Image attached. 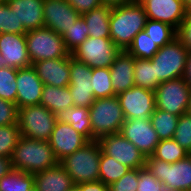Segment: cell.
Returning <instances> with one entry per match:
<instances>
[{"label": "cell", "mask_w": 191, "mask_h": 191, "mask_svg": "<svg viewBox=\"0 0 191 191\" xmlns=\"http://www.w3.org/2000/svg\"><path fill=\"white\" fill-rule=\"evenodd\" d=\"M146 21L147 15L137 1L113 6L109 18L110 39L121 51H127L134 37L144 30Z\"/></svg>", "instance_id": "6da1fadb"}, {"label": "cell", "mask_w": 191, "mask_h": 191, "mask_svg": "<svg viewBox=\"0 0 191 191\" xmlns=\"http://www.w3.org/2000/svg\"><path fill=\"white\" fill-rule=\"evenodd\" d=\"M13 169L36 174L56 166V159L49 141H40L21 135L11 157Z\"/></svg>", "instance_id": "7a4b0ae2"}, {"label": "cell", "mask_w": 191, "mask_h": 191, "mask_svg": "<svg viewBox=\"0 0 191 191\" xmlns=\"http://www.w3.org/2000/svg\"><path fill=\"white\" fill-rule=\"evenodd\" d=\"M101 147L97 140L89 141L82 148L66 156L59 163L75 185L99 181Z\"/></svg>", "instance_id": "3957f363"}, {"label": "cell", "mask_w": 191, "mask_h": 191, "mask_svg": "<svg viewBox=\"0 0 191 191\" xmlns=\"http://www.w3.org/2000/svg\"><path fill=\"white\" fill-rule=\"evenodd\" d=\"M92 141L119 133L125 116L117 96L95 99L89 107Z\"/></svg>", "instance_id": "277c9868"}, {"label": "cell", "mask_w": 191, "mask_h": 191, "mask_svg": "<svg viewBox=\"0 0 191 191\" xmlns=\"http://www.w3.org/2000/svg\"><path fill=\"white\" fill-rule=\"evenodd\" d=\"M188 50L176 37L161 47L151 59L155 71V83L183 77Z\"/></svg>", "instance_id": "5b68a950"}, {"label": "cell", "mask_w": 191, "mask_h": 191, "mask_svg": "<svg viewBox=\"0 0 191 191\" xmlns=\"http://www.w3.org/2000/svg\"><path fill=\"white\" fill-rule=\"evenodd\" d=\"M146 167L169 191L191 190V154L175 163L148 156Z\"/></svg>", "instance_id": "8992f818"}, {"label": "cell", "mask_w": 191, "mask_h": 191, "mask_svg": "<svg viewBox=\"0 0 191 191\" xmlns=\"http://www.w3.org/2000/svg\"><path fill=\"white\" fill-rule=\"evenodd\" d=\"M57 119L58 116L43 105H30L18 109L17 126L20 135L49 141Z\"/></svg>", "instance_id": "52a82bcc"}, {"label": "cell", "mask_w": 191, "mask_h": 191, "mask_svg": "<svg viewBox=\"0 0 191 191\" xmlns=\"http://www.w3.org/2000/svg\"><path fill=\"white\" fill-rule=\"evenodd\" d=\"M25 36L31 64L40 60L64 58L70 54L62 35L50 28L42 27L27 31Z\"/></svg>", "instance_id": "ba28073f"}, {"label": "cell", "mask_w": 191, "mask_h": 191, "mask_svg": "<svg viewBox=\"0 0 191 191\" xmlns=\"http://www.w3.org/2000/svg\"><path fill=\"white\" fill-rule=\"evenodd\" d=\"M121 50L111 39L88 37L71 56L93 68H110Z\"/></svg>", "instance_id": "9c48e42d"}, {"label": "cell", "mask_w": 191, "mask_h": 191, "mask_svg": "<svg viewBox=\"0 0 191 191\" xmlns=\"http://www.w3.org/2000/svg\"><path fill=\"white\" fill-rule=\"evenodd\" d=\"M190 90L183 77L161 82L155 89L156 108L177 116L187 113Z\"/></svg>", "instance_id": "30bf717a"}, {"label": "cell", "mask_w": 191, "mask_h": 191, "mask_svg": "<svg viewBox=\"0 0 191 191\" xmlns=\"http://www.w3.org/2000/svg\"><path fill=\"white\" fill-rule=\"evenodd\" d=\"M102 152L130 169L146 167V156L120 132L100 137Z\"/></svg>", "instance_id": "8fae6325"}, {"label": "cell", "mask_w": 191, "mask_h": 191, "mask_svg": "<svg viewBox=\"0 0 191 191\" xmlns=\"http://www.w3.org/2000/svg\"><path fill=\"white\" fill-rule=\"evenodd\" d=\"M125 119L148 120L156 109L155 91L133 86L117 95Z\"/></svg>", "instance_id": "7c38bea8"}, {"label": "cell", "mask_w": 191, "mask_h": 191, "mask_svg": "<svg viewBox=\"0 0 191 191\" xmlns=\"http://www.w3.org/2000/svg\"><path fill=\"white\" fill-rule=\"evenodd\" d=\"M92 68L74 59L70 53L69 90L75 107H90L94 100L91 84Z\"/></svg>", "instance_id": "4fadbf2b"}, {"label": "cell", "mask_w": 191, "mask_h": 191, "mask_svg": "<svg viewBox=\"0 0 191 191\" xmlns=\"http://www.w3.org/2000/svg\"><path fill=\"white\" fill-rule=\"evenodd\" d=\"M120 133L132 142L146 156H151L160 139L153 128L150 118L142 120L133 118L125 120Z\"/></svg>", "instance_id": "5bb4252c"}, {"label": "cell", "mask_w": 191, "mask_h": 191, "mask_svg": "<svg viewBox=\"0 0 191 191\" xmlns=\"http://www.w3.org/2000/svg\"><path fill=\"white\" fill-rule=\"evenodd\" d=\"M139 2L147 19L165 22L176 30L186 16L187 9L182 0H136Z\"/></svg>", "instance_id": "9a60e30c"}, {"label": "cell", "mask_w": 191, "mask_h": 191, "mask_svg": "<svg viewBox=\"0 0 191 191\" xmlns=\"http://www.w3.org/2000/svg\"><path fill=\"white\" fill-rule=\"evenodd\" d=\"M89 141L70 124L57 119L49 143L56 159L60 162L66 156L82 148Z\"/></svg>", "instance_id": "2e32d148"}, {"label": "cell", "mask_w": 191, "mask_h": 191, "mask_svg": "<svg viewBox=\"0 0 191 191\" xmlns=\"http://www.w3.org/2000/svg\"><path fill=\"white\" fill-rule=\"evenodd\" d=\"M81 16L66 0H44V27L62 35Z\"/></svg>", "instance_id": "e0dca14e"}, {"label": "cell", "mask_w": 191, "mask_h": 191, "mask_svg": "<svg viewBox=\"0 0 191 191\" xmlns=\"http://www.w3.org/2000/svg\"><path fill=\"white\" fill-rule=\"evenodd\" d=\"M18 20V34L44 27V0H6Z\"/></svg>", "instance_id": "ac0fdd59"}, {"label": "cell", "mask_w": 191, "mask_h": 191, "mask_svg": "<svg viewBox=\"0 0 191 191\" xmlns=\"http://www.w3.org/2000/svg\"><path fill=\"white\" fill-rule=\"evenodd\" d=\"M16 81L17 96L15 104L18 109L30 105H39L44 83L38 77L35 69L32 66L18 69Z\"/></svg>", "instance_id": "d6986e66"}, {"label": "cell", "mask_w": 191, "mask_h": 191, "mask_svg": "<svg viewBox=\"0 0 191 191\" xmlns=\"http://www.w3.org/2000/svg\"><path fill=\"white\" fill-rule=\"evenodd\" d=\"M0 54L7 61V67L21 69L32 66L25 34L1 33Z\"/></svg>", "instance_id": "ffe728a7"}, {"label": "cell", "mask_w": 191, "mask_h": 191, "mask_svg": "<svg viewBox=\"0 0 191 191\" xmlns=\"http://www.w3.org/2000/svg\"><path fill=\"white\" fill-rule=\"evenodd\" d=\"M32 67L44 85L66 87L70 83V54L64 58L40 60Z\"/></svg>", "instance_id": "44dd1931"}, {"label": "cell", "mask_w": 191, "mask_h": 191, "mask_svg": "<svg viewBox=\"0 0 191 191\" xmlns=\"http://www.w3.org/2000/svg\"><path fill=\"white\" fill-rule=\"evenodd\" d=\"M134 61L135 58L127 51H121L110 66L111 81L115 96L135 86Z\"/></svg>", "instance_id": "7402d4cb"}, {"label": "cell", "mask_w": 191, "mask_h": 191, "mask_svg": "<svg viewBox=\"0 0 191 191\" xmlns=\"http://www.w3.org/2000/svg\"><path fill=\"white\" fill-rule=\"evenodd\" d=\"M74 185L72 178L60 163L34 174L36 191H67Z\"/></svg>", "instance_id": "603a6c76"}, {"label": "cell", "mask_w": 191, "mask_h": 191, "mask_svg": "<svg viewBox=\"0 0 191 191\" xmlns=\"http://www.w3.org/2000/svg\"><path fill=\"white\" fill-rule=\"evenodd\" d=\"M112 7L102 4L100 7L81 14L89 30V37L110 39V22Z\"/></svg>", "instance_id": "cb8c5ba5"}, {"label": "cell", "mask_w": 191, "mask_h": 191, "mask_svg": "<svg viewBox=\"0 0 191 191\" xmlns=\"http://www.w3.org/2000/svg\"><path fill=\"white\" fill-rule=\"evenodd\" d=\"M40 104L50 110L56 116L73 106L72 95L69 86L54 87L44 85Z\"/></svg>", "instance_id": "d4e9b609"}, {"label": "cell", "mask_w": 191, "mask_h": 191, "mask_svg": "<svg viewBox=\"0 0 191 191\" xmlns=\"http://www.w3.org/2000/svg\"><path fill=\"white\" fill-rule=\"evenodd\" d=\"M58 120L70 124L88 141H92V129L89 107H69L58 115Z\"/></svg>", "instance_id": "484cf974"}, {"label": "cell", "mask_w": 191, "mask_h": 191, "mask_svg": "<svg viewBox=\"0 0 191 191\" xmlns=\"http://www.w3.org/2000/svg\"><path fill=\"white\" fill-rule=\"evenodd\" d=\"M179 116L169 112L155 109L150 117L151 124L155 129L160 141L173 139L177 128Z\"/></svg>", "instance_id": "4316f807"}, {"label": "cell", "mask_w": 191, "mask_h": 191, "mask_svg": "<svg viewBox=\"0 0 191 191\" xmlns=\"http://www.w3.org/2000/svg\"><path fill=\"white\" fill-rule=\"evenodd\" d=\"M34 187V175L12 169L0 178V191H30Z\"/></svg>", "instance_id": "83f0119b"}, {"label": "cell", "mask_w": 191, "mask_h": 191, "mask_svg": "<svg viewBox=\"0 0 191 191\" xmlns=\"http://www.w3.org/2000/svg\"><path fill=\"white\" fill-rule=\"evenodd\" d=\"M129 167L119 163L115 158L105 155L101 150V159L99 164V180L106 185L119 180Z\"/></svg>", "instance_id": "f1b7e54d"}, {"label": "cell", "mask_w": 191, "mask_h": 191, "mask_svg": "<svg viewBox=\"0 0 191 191\" xmlns=\"http://www.w3.org/2000/svg\"><path fill=\"white\" fill-rule=\"evenodd\" d=\"M144 31L159 48L177 37V30L174 27L165 22L150 19H147Z\"/></svg>", "instance_id": "f546056e"}, {"label": "cell", "mask_w": 191, "mask_h": 191, "mask_svg": "<svg viewBox=\"0 0 191 191\" xmlns=\"http://www.w3.org/2000/svg\"><path fill=\"white\" fill-rule=\"evenodd\" d=\"M134 84L155 91V71L151 59L135 58L134 61Z\"/></svg>", "instance_id": "4dcf8cb0"}, {"label": "cell", "mask_w": 191, "mask_h": 191, "mask_svg": "<svg viewBox=\"0 0 191 191\" xmlns=\"http://www.w3.org/2000/svg\"><path fill=\"white\" fill-rule=\"evenodd\" d=\"M91 84L95 99L115 96L112 87L110 68H93Z\"/></svg>", "instance_id": "1f68e13d"}, {"label": "cell", "mask_w": 191, "mask_h": 191, "mask_svg": "<svg viewBox=\"0 0 191 191\" xmlns=\"http://www.w3.org/2000/svg\"><path fill=\"white\" fill-rule=\"evenodd\" d=\"M188 154L174 139H169L160 141L151 156L167 163H175Z\"/></svg>", "instance_id": "d6a6232c"}, {"label": "cell", "mask_w": 191, "mask_h": 191, "mask_svg": "<svg viewBox=\"0 0 191 191\" xmlns=\"http://www.w3.org/2000/svg\"><path fill=\"white\" fill-rule=\"evenodd\" d=\"M159 49L160 48L143 30L134 37V40L127 52L134 58L152 59Z\"/></svg>", "instance_id": "836d02e7"}, {"label": "cell", "mask_w": 191, "mask_h": 191, "mask_svg": "<svg viewBox=\"0 0 191 191\" xmlns=\"http://www.w3.org/2000/svg\"><path fill=\"white\" fill-rule=\"evenodd\" d=\"M89 37V30L83 17L80 16L69 30L62 34L66 49L72 53Z\"/></svg>", "instance_id": "e575fe53"}, {"label": "cell", "mask_w": 191, "mask_h": 191, "mask_svg": "<svg viewBox=\"0 0 191 191\" xmlns=\"http://www.w3.org/2000/svg\"><path fill=\"white\" fill-rule=\"evenodd\" d=\"M17 70L11 67L0 68V98L12 103H16Z\"/></svg>", "instance_id": "d590c367"}, {"label": "cell", "mask_w": 191, "mask_h": 191, "mask_svg": "<svg viewBox=\"0 0 191 191\" xmlns=\"http://www.w3.org/2000/svg\"><path fill=\"white\" fill-rule=\"evenodd\" d=\"M20 136L17 125L0 126V156L11 158Z\"/></svg>", "instance_id": "8d00e7d4"}, {"label": "cell", "mask_w": 191, "mask_h": 191, "mask_svg": "<svg viewBox=\"0 0 191 191\" xmlns=\"http://www.w3.org/2000/svg\"><path fill=\"white\" fill-rule=\"evenodd\" d=\"M173 139L191 154V114L188 112L179 116Z\"/></svg>", "instance_id": "74e56055"}, {"label": "cell", "mask_w": 191, "mask_h": 191, "mask_svg": "<svg viewBox=\"0 0 191 191\" xmlns=\"http://www.w3.org/2000/svg\"><path fill=\"white\" fill-rule=\"evenodd\" d=\"M137 191H169L147 167L139 168Z\"/></svg>", "instance_id": "f35d334b"}, {"label": "cell", "mask_w": 191, "mask_h": 191, "mask_svg": "<svg viewBox=\"0 0 191 191\" xmlns=\"http://www.w3.org/2000/svg\"><path fill=\"white\" fill-rule=\"evenodd\" d=\"M139 168L128 170L119 180L112 182L109 191H137Z\"/></svg>", "instance_id": "ab89813d"}, {"label": "cell", "mask_w": 191, "mask_h": 191, "mask_svg": "<svg viewBox=\"0 0 191 191\" xmlns=\"http://www.w3.org/2000/svg\"><path fill=\"white\" fill-rule=\"evenodd\" d=\"M14 33L18 34V20L7 4V2L0 5V34Z\"/></svg>", "instance_id": "60d3db41"}, {"label": "cell", "mask_w": 191, "mask_h": 191, "mask_svg": "<svg viewBox=\"0 0 191 191\" xmlns=\"http://www.w3.org/2000/svg\"><path fill=\"white\" fill-rule=\"evenodd\" d=\"M18 107L0 98V126L17 125Z\"/></svg>", "instance_id": "b9f144b4"}, {"label": "cell", "mask_w": 191, "mask_h": 191, "mask_svg": "<svg viewBox=\"0 0 191 191\" xmlns=\"http://www.w3.org/2000/svg\"><path fill=\"white\" fill-rule=\"evenodd\" d=\"M177 38L188 51H191V9L187 10L184 20L177 29Z\"/></svg>", "instance_id": "7bdbcfd3"}, {"label": "cell", "mask_w": 191, "mask_h": 191, "mask_svg": "<svg viewBox=\"0 0 191 191\" xmlns=\"http://www.w3.org/2000/svg\"><path fill=\"white\" fill-rule=\"evenodd\" d=\"M78 13L83 14L100 7L102 0H66Z\"/></svg>", "instance_id": "ee69618b"}, {"label": "cell", "mask_w": 191, "mask_h": 191, "mask_svg": "<svg viewBox=\"0 0 191 191\" xmlns=\"http://www.w3.org/2000/svg\"><path fill=\"white\" fill-rule=\"evenodd\" d=\"M79 191H109V186L102 181L84 182L79 184Z\"/></svg>", "instance_id": "f6af8a7d"}, {"label": "cell", "mask_w": 191, "mask_h": 191, "mask_svg": "<svg viewBox=\"0 0 191 191\" xmlns=\"http://www.w3.org/2000/svg\"><path fill=\"white\" fill-rule=\"evenodd\" d=\"M13 169L11 158L0 156V178Z\"/></svg>", "instance_id": "bcb514c9"}, {"label": "cell", "mask_w": 191, "mask_h": 191, "mask_svg": "<svg viewBox=\"0 0 191 191\" xmlns=\"http://www.w3.org/2000/svg\"><path fill=\"white\" fill-rule=\"evenodd\" d=\"M183 78L191 87V51H188L187 62Z\"/></svg>", "instance_id": "7dc6e473"}, {"label": "cell", "mask_w": 191, "mask_h": 191, "mask_svg": "<svg viewBox=\"0 0 191 191\" xmlns=\"http://www.w3.org/2000/svg\"><path fill=\"white\" fill-rule=\"evenodd\" d=\"M136 0H102L103 4L108 6H119L135 2Z\"/></svg>", "instance_id": "c3c4849f"}, {"label": "cell", "mask_w": 191, "mask_h": 191, "mask_svg": "<svg viewBox=\"0 0 191 191\" xmlns=\"http://www.w3.org/2000/svg\"><path fill=\"white\" fill-rule=\"evenodd\" d=\"M182 2L187 10L191 9V0H182Z\"/></svg>", "instance_id": "681fc988"}, {"label": "cell", "mask_w": 191, "mask_h": 191, "mask_svg": "<svg viewBox=\"0 0 191 191\" xmlns=\"http://www.w3.org/2000/svg\"><path fill=\"white\" fill-rule=\"evenodd\" d=\"M7 67V61L0 54V68Z\"/></svg>", "instance_id": "f907efd6"}, {"label": "cell", "mask_w": 191, "mask_h": 191, "mask_svg": "<svg viewBox=\"0 0 191 191\" xmlns=\"http://www.w3.org/2000/svg\"><path fill=\"white\" fill-rule=\"evenodd\" d=\"M67 191H79V184L74 185L72 188H70V189L67 190Z\"/></svg>", "instance_id": "816d5d0a"}, {"label": "cell", "mask_w": 191, "mask_h": 191, "mask_svg": "<svg viewBox=\"0 0 191 191\" xmlns=\"http://www.w3.org/2000/svg\"><path fill=\"white\" fill-rule=\"evenodd\" d=\"M188 113L191 114V90H190V96H189Z\"/></svg>", "instance_id": "f5cc1de1"}, {"label": "cell", "mask_w": 191, "mask_h": 191, "mask_svg": "<svg viewBox=\"0 0 191 191\" xmlns=\"http://www.w3.org/2000/svg\"><path fill=\"white\" fill-rule=\"evenodd\" d=\"M5 2H6V0H0V5L5 3Z\"/></svg>", "instance_id": "db71d44e"}, {"label": "cell", "mask_w": 191, "mask_h": 191, "mask_svg": "<svg viewBox=\"0 0 191 191\" xmlns=\"http://www.w3.org/2000/svg\"><path fill=\"white\" fill-rule=\"evenodd\" d=\"M30 191H36L35 187H33Z\"/></svg>", "instance_id": "11a10c76"}]
</instances>
